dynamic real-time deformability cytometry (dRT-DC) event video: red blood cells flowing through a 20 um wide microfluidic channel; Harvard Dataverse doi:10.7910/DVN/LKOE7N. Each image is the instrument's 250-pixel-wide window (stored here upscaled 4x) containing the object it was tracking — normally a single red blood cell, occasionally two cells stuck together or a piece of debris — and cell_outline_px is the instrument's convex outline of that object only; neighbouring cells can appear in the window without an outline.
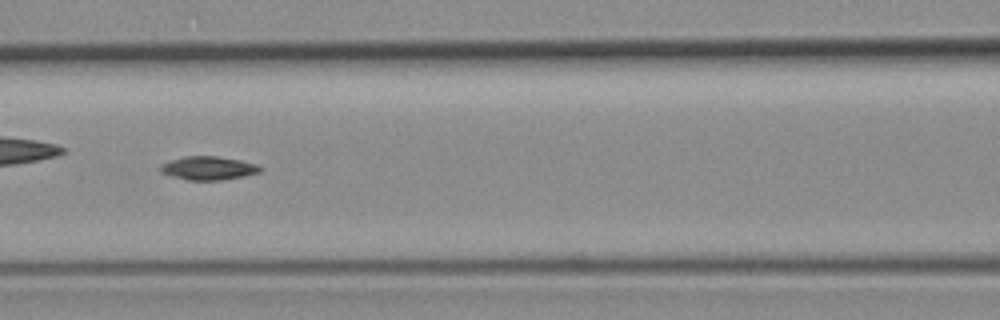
{"species": "common noctule bat (a hibernating species)", "species_latin": "Nyctalus noctula", "temperature_condition": "room temperature", "stored_images_in_passage": 51, "camera_frame_rate_fps": 3000, "um_per_image_px": 0.085, "animal": {"sex": "female", "body_mass_g": 19.3, "forearm_length_mm": 54.1}, "frame": {"image": 1, "passage_image": 22, "time_ms": 7.0, "image_size_px": [1000, 320], "cell_outline_px": [[264, 168], [260, 172], [244, 176], [220, 180], [188, 180], [172, 176], [160, 172], [160, 164], [168, 160], [184, 156], [216, 156], [240, 160], [256, 164]], "centroid_in_image_um": [17.69, 14.28], "position_along_channel_um": 148.9, "area_um2": 13.76}}
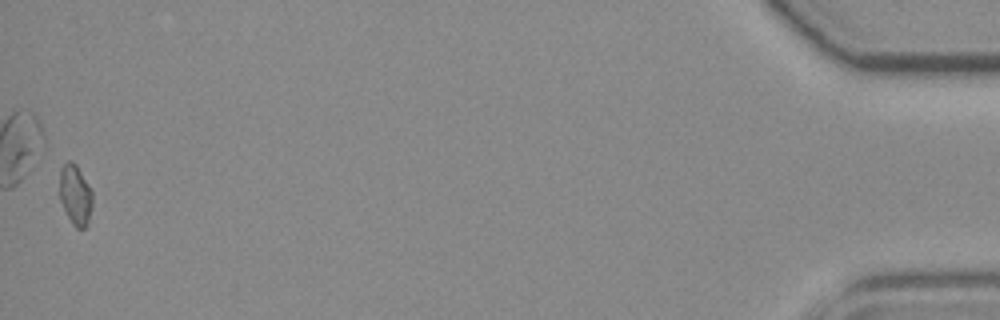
{"frame": {"image": 2, "passage_image": 51, "time_ms": 16.667, "image_size_px": [1000, 320], "cell_outline_px": [[92, 208], [88, 224], [84, 228], [76, 228], [72, 224], [60, 200], [60, 168], [68, 160], [72, 160], [76, 164], [88, 184], [92, 192]], "centroid_in_image_um": [6.41, 16.56], "position_along_channel_um": 428.8, "area_um2": 11.56}, "authors_computed_cell_mechanics": {"area_um2": 13.2362, "velocity_mm_per_s": 3.9537, "shape_relaxation_time_tau1_ms": 3.8644, "shape_relaxation_time_tau2_ms": null, "deformation_change_tau1": 0.1279, "deformation_change_tau2": null}}